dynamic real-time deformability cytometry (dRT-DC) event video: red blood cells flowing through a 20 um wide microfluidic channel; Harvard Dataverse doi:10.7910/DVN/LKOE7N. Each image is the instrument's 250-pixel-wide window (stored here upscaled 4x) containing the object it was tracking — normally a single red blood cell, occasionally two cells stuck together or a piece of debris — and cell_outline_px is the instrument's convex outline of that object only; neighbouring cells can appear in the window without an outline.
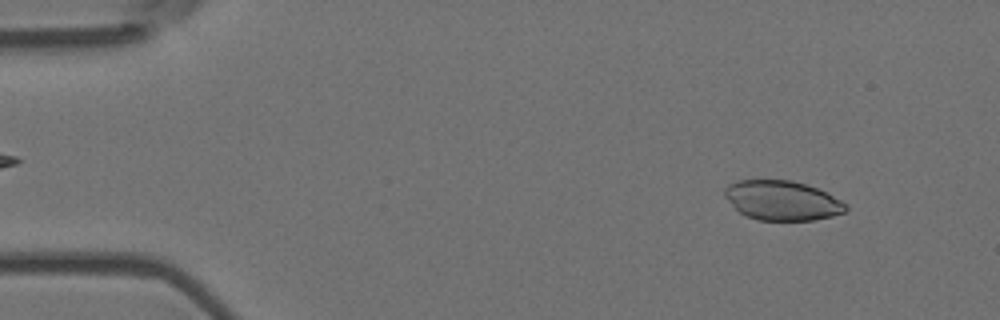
{"species": "Egyptian fruit bat (a non-hibernating species)", "species_latin": "Rousettus aegyptiacus", "temperature_condition": "room temperature", "stored_images_in_passage": 54, "camera_frame_rate_fps": 3000, "um_per_image_px": 0.085, "animal": {"sex": "female"}, "frame": {"image": 1, "passage_image": 5, "time_ms": 1.333, "image_size_px": [1000, 320], "cell_outline_px": [[848, 208], [844, 212], [832, 216], [812, 220], [760, 220], [744, 216], [724, 196], [724, 188], [728, 184], [740, 180], [792, 180], [828, 192], [848, 204]], "centroid_in_image_um": [66.5, 17.04], "position_along_channel_um": 18.5, "area_um2": 27.98}}
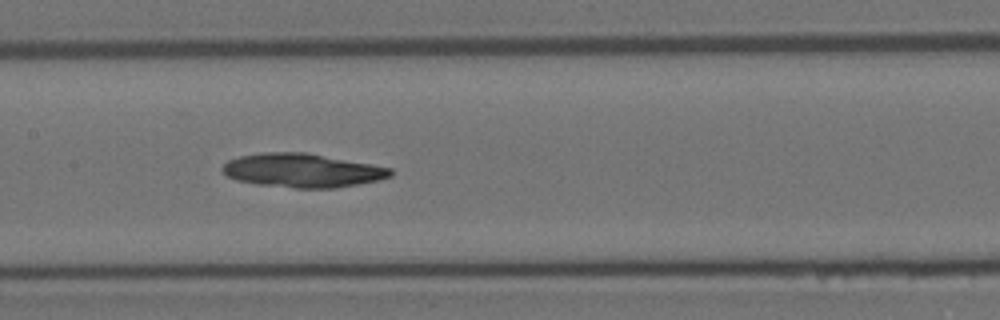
{"frame": {"image": 2, "passage_image": 26, "time_ms": 8.333, "image_size_px": [1000, 320], "cell_outline_px": [[392, 176], [380, 180], [336, 188], [296, 188], [256, 184], [236, 180], [228, 176], [220, 168], [228, 160], [240, 156], [260, 152], [308, 152], [372, 164], [392, 168]], "centroid_in_image_um": [25.71, 14.48], "position_along_channel_um": 181.7, "area_um2": 33.35}}
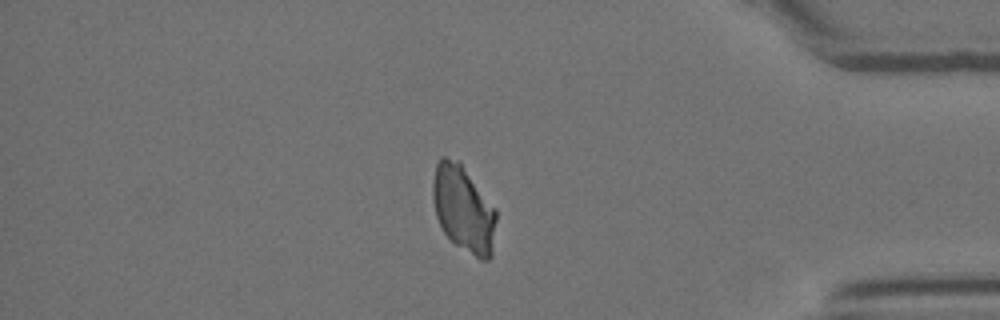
{"frame": {"image": 3, "passage_image": 46, "time_ms": 15.0, "image_size_px": [1000, 320], "cell_outline_px": [[496, 220], [492, 256], [488, 260], [480, 260], [456, 244], [444, 232], [436, 216], [432, 200], [432, 180], [436, 164], [440, 156], [444, 156], [460, 160], [496, 208]], "centroid_in_image_um": [39.39, 17.71], "position_along_channel_um": 395.8, "area_um2": 32.43}}